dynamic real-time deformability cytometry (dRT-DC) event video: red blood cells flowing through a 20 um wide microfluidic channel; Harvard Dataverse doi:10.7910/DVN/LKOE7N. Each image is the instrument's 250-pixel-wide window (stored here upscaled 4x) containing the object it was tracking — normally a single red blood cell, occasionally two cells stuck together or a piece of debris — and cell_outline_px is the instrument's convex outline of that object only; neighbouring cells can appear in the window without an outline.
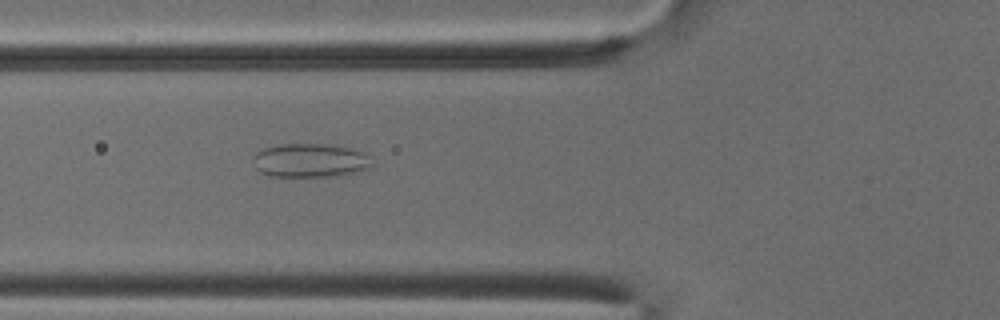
{"species": "common noctule bat (a hibernating species)", "species_latin": "Nyctalus noctula", "temperature_condition": "cold", "stored_images_in_passage": 49, "camera_frame_rate_fps": 3000, "um_per_image_px": 0.085, "animal": {"sex": "male", "body_mass_g": 18.8}, "frame": {"image": 1, "passage_image": 19, "time_ms": 6.0, "image_size_px": [1000, 320], "cell_outline_px": [[372, 164], [368, 168], [336, 176], [268, 176], [260, 172], [256, 168], [252, 160], [252, 156], [256, 152], [264, 148], [280, 144], [324, 144], [348, 148], [368, 152]], "centroid_in_image_um": [26.33, 13.63], "position_along_channel_um": 99.5, "area_um2": 23.41}}
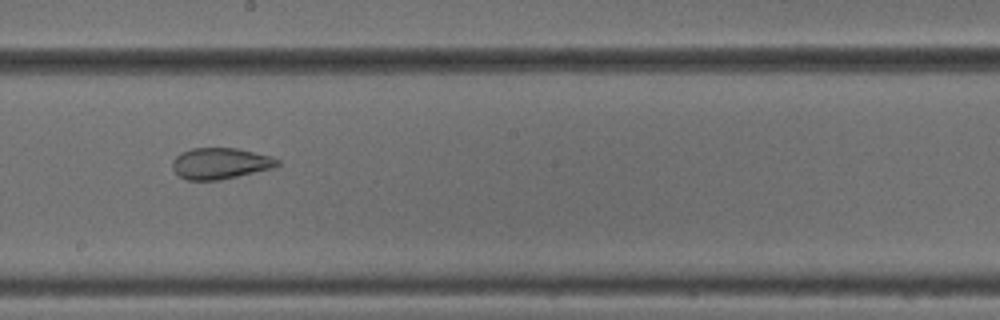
{"frame": {"image": 2, "passage_image": 29, "time_ms": 9.333, "image_size_px": [1000, 320], "cell_outline_px": [[280, 164], [272, 168], [220, 180], [188, 180], [180, 176], [172, 168], [172, 160], [180, 152], [192, 148], [236, 148], [272, 156], [280, 160]], "centroid_in_image_um": [18.72, 13.88], "position_along_channel_um": 229.5, "area_um2": 19.07}}
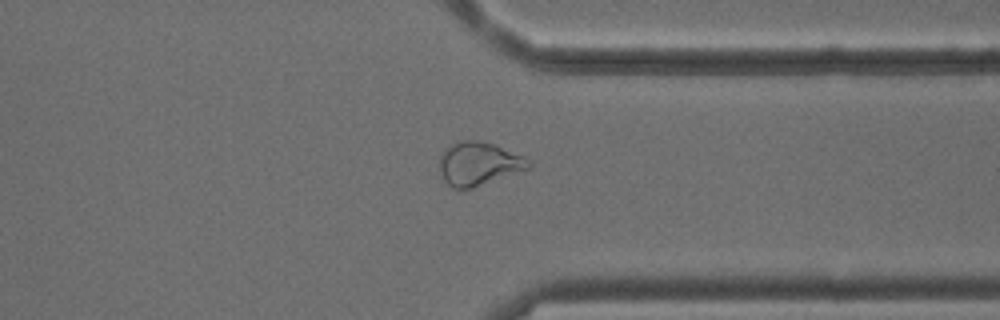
{"frame": {"image": 3, "passage_image": 40, "time_ms": 13.0, "image_size_px": [1000, 320], "cell_outline_px": [[532, 164], [528, 168], [472, 188], [452, 188], [444, 180], [440, 172], [440, 156], [452, 144], [460, 140], [476, 140], [492, 144], [524, 156], [532, 160]], "centroid_in_image_um": [40.69, 13.91], "position_along_channel_um": 370.7, "area_um2": 22.08}, "authors_computed_cell_mechanics": {"area_um2": 24.276, "velocity_mm_per_s": 3.8799, "shape_relaxation_time_tau1_ms": null, "shape_relaxation_time_tau2_ms": 1.7863, "deformation_change_tau1": null, "deformation_change_tau2": 0.0909}}